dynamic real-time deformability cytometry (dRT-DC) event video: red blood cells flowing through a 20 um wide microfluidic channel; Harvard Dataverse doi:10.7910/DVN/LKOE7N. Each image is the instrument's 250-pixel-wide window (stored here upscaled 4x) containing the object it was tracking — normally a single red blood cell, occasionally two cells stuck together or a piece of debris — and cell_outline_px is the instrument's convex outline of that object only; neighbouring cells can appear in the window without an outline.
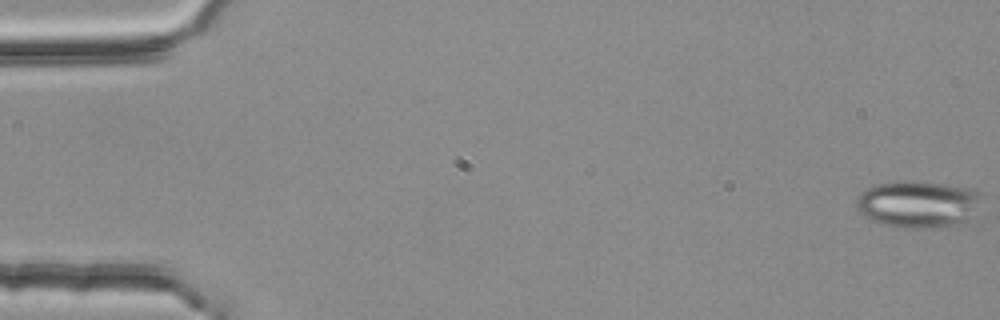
{"species": "common noctule bat (a hibernating species)", "species_latin": "Nyctalus noctula", "temperature_condition": "room temperature", "stored_images_in_passage": 55, "camera_frame_rate_fps": 3000, "um_per_image_px": 0.085, "animal": {"sex": "female", "body_mass_g": 25.1}, "frame": {"image": 1, "passage_image": 1, "time_ms": 0.0, "image_size_px": [1000, 320], "cell_outline_px": [[984, 196], [980, 204], [968, 220], [960, 224], [936, 228], [896, 228], [872, 220], [864, 216], [856, 208], [856, 200], [872, 184], [896, 180], [912, 180], [948, 184], [976, 188], [984, 192]], "centroid_in_image_um": [78.1, 17.33], "position_along_channel_um": 6.9, "area_um2": 35.26}}
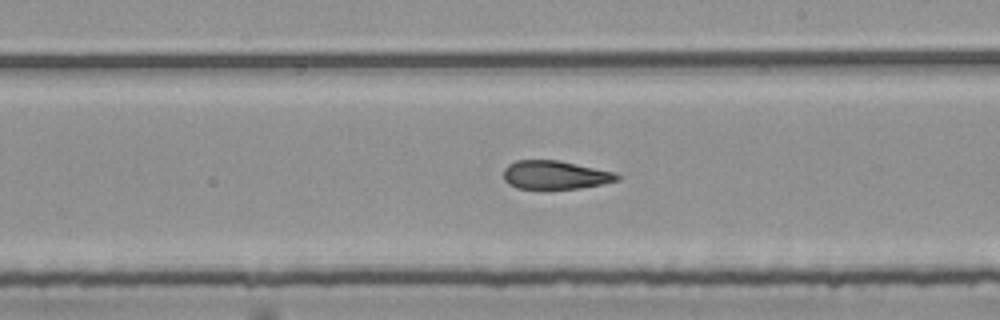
{"frame": {"image": 2, "passage_image": 32, "time_ms": 10.333, "image_size_px": [1000, 320], "cell_outline_px": [[620, 180], [604, 184], [580, 188], [516, 188], [508, 184], [504, 180], [504, 168], [508, 164], [516, 160], [560, 160], [616, 172], [620, 176]], "centroid_in_image_um": [47.21, 14.86], "position_along_channel_um": 241.8, "area_um2": 19.02}}
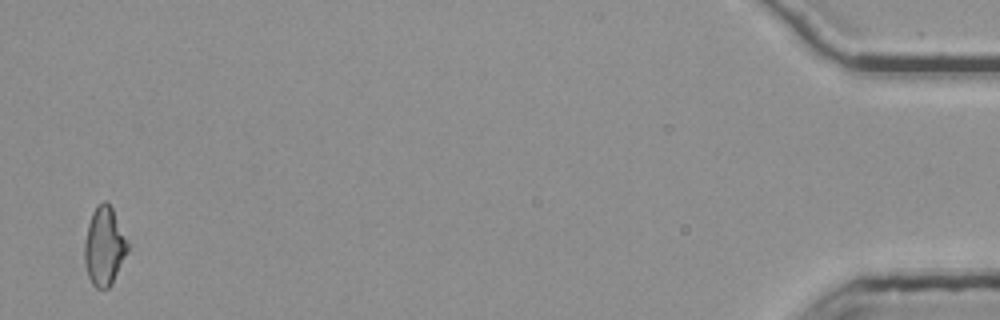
{"frame": {"image": 3, "passage_image": 54, "time_ms": 17.667, "image_size_px": [1000, 320], "cell_outline_px": [[128, 248], [112, 284], [108, 288], [96, 288], [92, 284], [88, 276], [84, 264], [84, 244], [88, 224], [92, 212], [96, 204], [104, 200], [112, 208], [128, 244]], "centroid_in_image_um": [8.82, 20.94], "position_along_channel_um": 426.4, "area_um2": 19.48}, "authors_computed_cell_mechanics": {"area_um2": 20.0566, "velocity_mm_per_s": 3.7913, "shape_relaxation_time_tau1_ms": null, "shape_relaxation_time_tau2_ms": 3.4546, "deformation_change_tau1": null, "deformation_change_tau2": 0.1238}}